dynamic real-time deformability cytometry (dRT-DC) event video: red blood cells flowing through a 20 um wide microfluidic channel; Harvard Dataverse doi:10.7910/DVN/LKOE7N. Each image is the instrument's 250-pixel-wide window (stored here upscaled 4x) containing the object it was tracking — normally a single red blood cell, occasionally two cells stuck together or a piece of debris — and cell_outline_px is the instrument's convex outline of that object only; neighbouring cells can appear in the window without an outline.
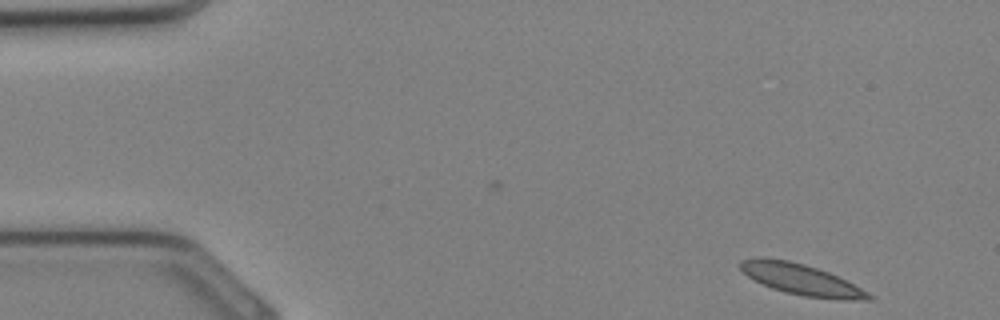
{"species": "Egyptian fruit bat (a non-hibernating species)", "species_latin": "Rousettus aegyptiacus", "temperature_condition": "cold", "stored_images_in_passage": 2, "camera_frame_rate_fps": 3000, "um_per_image_px": 0.085, "animal": {"sex": "female"}, "frame": {"image": 1, "passage_image": 2, "time_ms": 0.333, "image_size_px": [1000, 320], "cell_outline_px": [[876, 296], [872, 300], [840, 300], [804, 296], [784, 292], [772, 288], [748, 276], [740, 268], [740, 260], [756, 256], [764, 256], [788, 260], [804, 264], [828, 272]], "centroid_in_image_um": [68.1, 23.75], "position_along_channel_um": 16.9, "area_um2": 23.12}}